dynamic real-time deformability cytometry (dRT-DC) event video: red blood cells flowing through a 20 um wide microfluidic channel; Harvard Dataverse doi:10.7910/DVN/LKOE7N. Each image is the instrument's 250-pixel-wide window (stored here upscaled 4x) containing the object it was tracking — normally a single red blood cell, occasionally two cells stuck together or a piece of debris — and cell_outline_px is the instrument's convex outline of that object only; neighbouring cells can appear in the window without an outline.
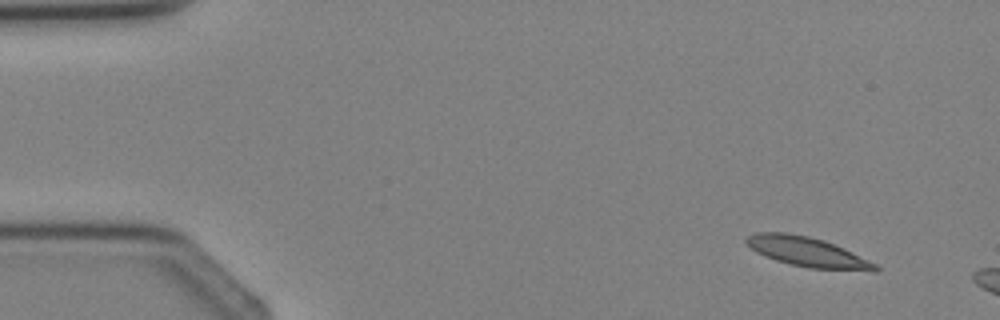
{"species": "Egyptian fruit bat (a non-hibernating species)", "species_latin": "Rousettus aegyptiacus", "temperature_condition": "cold", "stored_images_in_passage": 3, "camera_frame_rate_fps": 3000, "um_per_image_px": 0.085, "animal": {"sex": "female"}, "frame": {"image": 1, "passage_image": 1, "time_ms": 0.0, "image_size_px": [1000, 320], "cell_outline_px": [[880, 272], [876, 272], [808, 268], [776, 260], [764, 256], [756, 252], [744, 240], [748, 236], [756, 232], [788, 232], [808, 236], [824, 240], [844, 248], [876, 264], [880, 268]], "centroid_in_image_um": [68.67, 21.42], "position_along_channel_um": 16.3, "area_um2": 22.43}}